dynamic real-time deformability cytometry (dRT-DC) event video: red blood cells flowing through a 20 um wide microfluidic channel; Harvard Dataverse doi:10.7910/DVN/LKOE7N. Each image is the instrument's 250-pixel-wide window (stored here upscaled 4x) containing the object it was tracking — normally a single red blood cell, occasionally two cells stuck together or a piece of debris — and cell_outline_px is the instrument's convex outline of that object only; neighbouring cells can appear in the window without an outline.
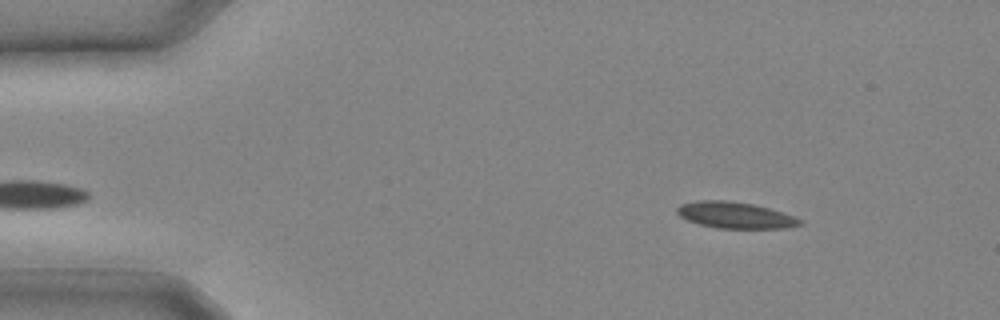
{"species": "common noctule bat (a hibernating species)", "species_latin": "Nyctalus noctula", "temperature_condition": "cold", "stored_images_in_passage": 7, "camera_frame_rate_fps": 3000, "um_per_image_px": 0.085, "animal": {"sex": "male", "body_mass_g": 20.4}, "frame": {"image": 1, "passage_image": 1, "time_ms": 0.0, "image_size_px": [1000, 320], "cell_outline_px": [[804, 224], [784, 228], [716, 228], [700, 224], [688, 220], [680, 216], [676, 212], [676, 208], [680, 204], [700, 200], [728, 200], [752, 204], [768, 208], [804, 220]], "centroid_in_image_um": [62.48, 18.29], "position_along_channel_um": 22.5, "area_um2": 18.73}}
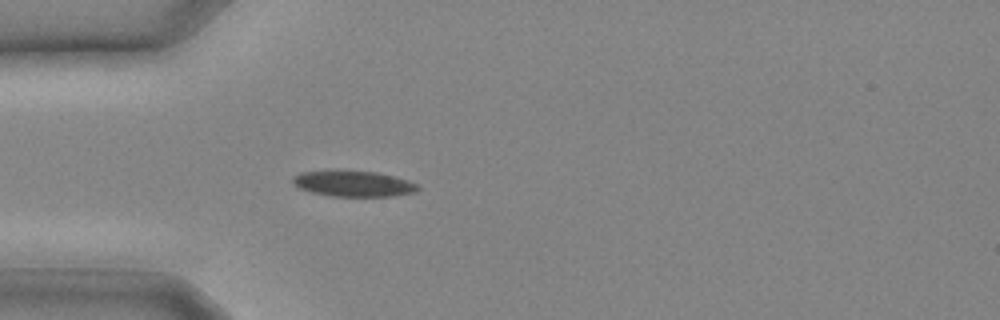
{"frame": {"image": 2, "passage_image": 5, "time_ms": 1.333, "image_size_px": [1000, 320], "cell_outline_px": [[420, 188], [416, 192], [392, 196], [332, 196], [312, 192], [300, 188], [292, 184], [292, 180], [300, 172], [336, 168], [376, 172], [408, 180], [416, 184]], "centroid_in_image_um": [30.0, 15.57], "position_along_channel_um": 55.0, "area_um2": 19.25}}
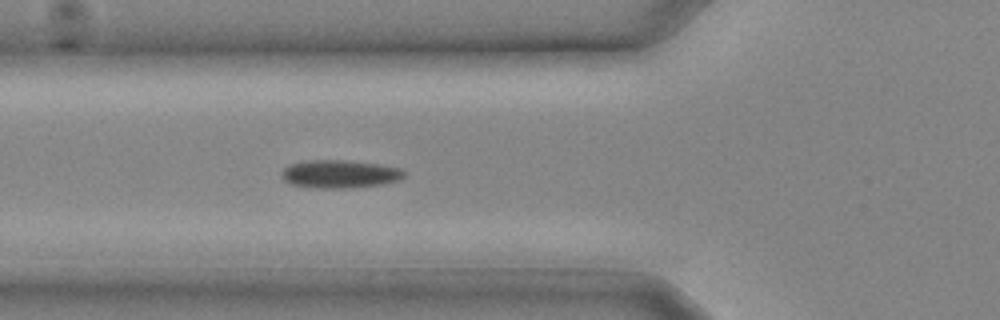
{"frame": {"image": 3, "passage_image": 7, "time_ms": 2.0, "image_size_px": [1000, 320], "cell_outline_px": [[408, 172], [400, 180], [380, 184], [344, 188], [316, 188], [292, 184], [284, 180], [280, 172], [288, 164], [308, 160], [348, 160], [380, 164], [400, 168]], "centroid_in_image_um": [28.89, 14.77], "position_along_channel_um": 96.9, "area_um2": 20.11}}